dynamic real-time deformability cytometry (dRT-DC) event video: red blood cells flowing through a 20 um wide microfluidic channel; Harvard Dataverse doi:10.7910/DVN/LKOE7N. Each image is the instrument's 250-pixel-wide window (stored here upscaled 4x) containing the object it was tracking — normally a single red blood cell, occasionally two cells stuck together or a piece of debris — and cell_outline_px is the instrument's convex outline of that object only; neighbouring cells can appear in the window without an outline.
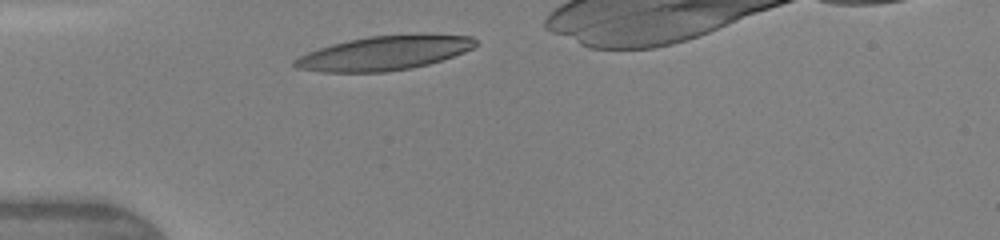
{"species": "human", "species_latin": "Homo sapiens", "temperature_condition": "warm", "stored_images_in_passage": 2, "camera_frame_rate_fps": 3000, "um_per_image_px": 0.085, "donor": {"sex": "female"}, "frame": {"image": 1, "passage_image": 1, "time_ms": 0.0, "image_size_px": [1000, 240], "cell_outline_px": [[480, 44], [464, 52], [428, 64], [412, 68], [384, 72], [320, 72], [296, 68], [292, 64], [292, 60], [308, 52], [332, 44], [348, 40], [368, 36], [416, 32], [472, 36]], "centroid_in_image_um": [32.71, 4.48], "position_along_channel_um": 52.3, "area_um2": 36.76}}